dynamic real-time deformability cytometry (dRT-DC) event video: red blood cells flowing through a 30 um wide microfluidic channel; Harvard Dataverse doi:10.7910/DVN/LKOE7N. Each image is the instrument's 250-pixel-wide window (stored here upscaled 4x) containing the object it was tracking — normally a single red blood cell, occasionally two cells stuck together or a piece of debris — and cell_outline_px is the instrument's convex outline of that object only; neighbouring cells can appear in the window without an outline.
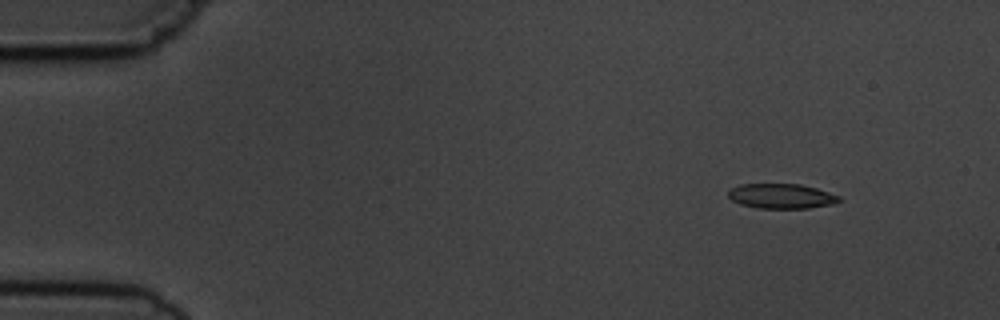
{"species": "common noctule bat (a hibernating species)", "species_latin": "Nyctalus noctula", "temperature_condition": "cold", "stored_images_in_passage": 4, "camera_frame_rate_fps": 3000, "um_per_image_px": 0.085, "animal": {"sex": "male", "body_mass_g": 19.5, "forearm_length_mm": 54.6}, "frame": {"image": 1, "passage_image": 1, "time_ms": 0.0, "image_size_px": [1000, 320], "cell_outline_px": [[840, 200], [832, 204], [808, 208], [756, 208], [740, 204], [732, 200], [728, 196], [728, 192], [732, 188], [740, 184], [800, 184], [816, 188], [840, 196]], "centroid_in_image_um": [66.4, 16.67], "position_along_channel_um": 18.6, "area_um2": 15.95}}
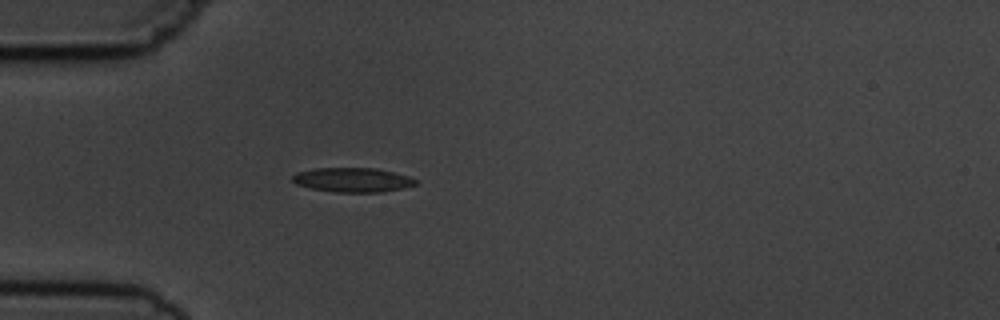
{"frame": {"image": 2, "passage_image": 4, "time_ms": 3.333, "image_size_px": [1000, 320], "cell_outline_px": [[416, 184], [404, 188], [380, 192], [336, 192], [312, 188], [296, 184], [292, 180], [292, 176], [296, 172], [316, 168], [376, 168], [408, 176], [416, 180]], "centroid_in_image_um": [29.95, 15.29], "position_along_channel_um": 55.0, "area_um2": 17.34}}